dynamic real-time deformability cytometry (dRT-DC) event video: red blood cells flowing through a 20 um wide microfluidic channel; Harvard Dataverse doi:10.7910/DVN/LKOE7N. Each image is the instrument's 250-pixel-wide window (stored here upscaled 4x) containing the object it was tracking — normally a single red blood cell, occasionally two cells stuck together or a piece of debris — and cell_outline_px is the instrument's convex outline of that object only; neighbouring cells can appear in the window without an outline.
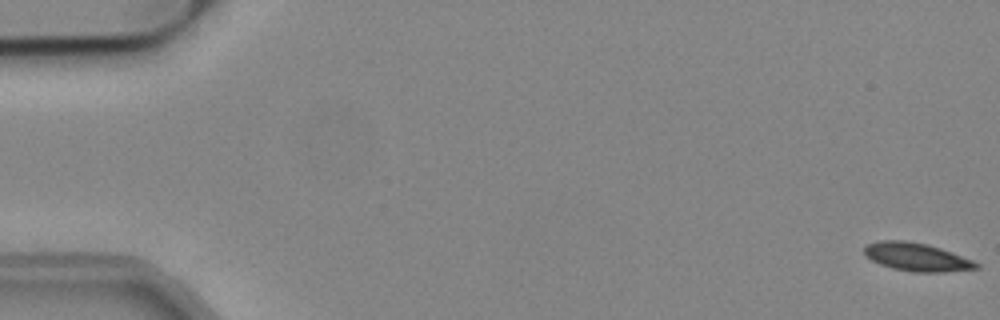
{"species": "common noctule bat (a hibernating species)", "species_latin": "Nyctalus noctula", "temperature_condition": "cold", "stored_images_in_passage": 54, "camera_frame_rate_fps": 3000, "um_per_image_px": 0.085, "animal": {"sex": "male", "body_mass_g": 19.2, "forearm_length_mm": 51.8}, "frame": {"image": 1, "passage_image": 1, "time_ms": 0.0, "image_size_px": [1000, 320], "cell_outline_px": [[980, 268], [940, 272], [916, 272], [892, 268], [880, 264], [872, 260], [864, 252], [864, 248], [868, 244], [880, 240], [904, 240], [928, 244], [940, 248], [972, 260], [980, 264]], "centroid_in_image_um": [77.92, 21.84], "position_along_channel_um": 7.1, "area_um2": 18.15}}
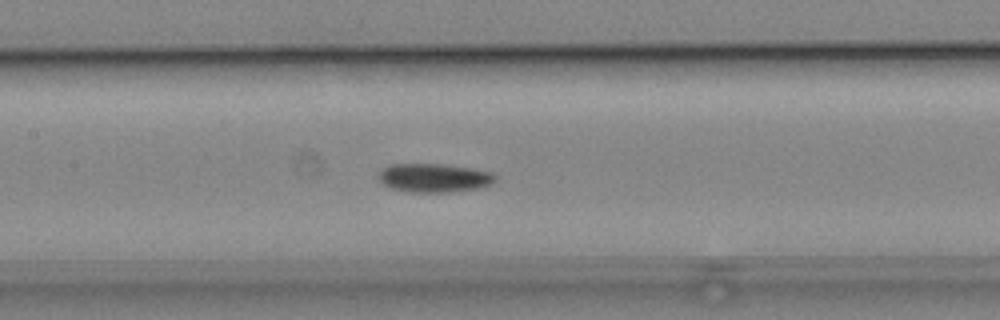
{"frame": {"image": 2, "passage_image": 26, "time_ms": 8.333, "image_size_px": [1000, 320], "cell_outline_px": [[496, 180], [488, 184], [476, 188], [448, 192], [412, 192], [392, 188], [384, 184], [380, 180], [380, 172], [388, 164], [440, 164], [468, 168], [488, 172], [496, 176]], "centroid_in_image_um": [36.85, 15.11], "position_along_channel_um": 170.5, "area_um2": 18.96}}
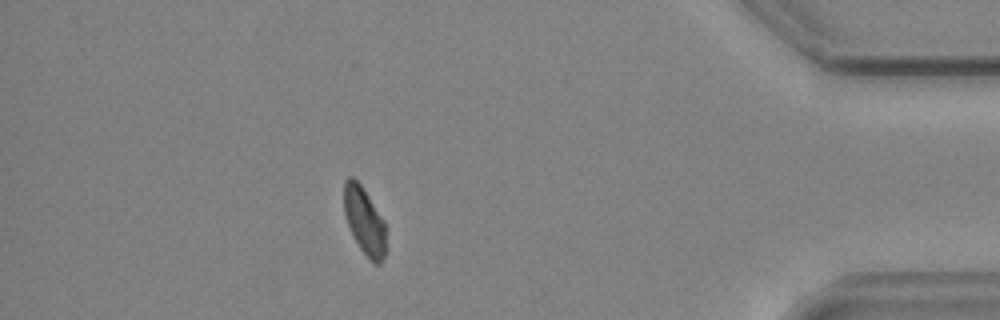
{"frame": {"image": 3, "passage_image": 48, "time_ms": 15.667, "image_size_px": [1000, 320], "cell_outline_px": [[384, 256], [380, 264], [372, 264], [360, 248], [348, 224], [344, 212], [344, 180], [348, 176], [352, 176], [360, 184], [384, 220]], "centroid_in_image_um": [30.95, 18.77], "position_along_channel_um": 404.2, "area_um2": 16.07}, "authors_computed_cell_mechanics": {"area_um2": 18.2359, "velocity_mm_per_s": 3.8222, "shape_relaxation_time_tau1_ms": 4.1796, "shape_relaxation_time_tau2_ms": null, "deformation_change_tau1": 0.097, "deformation_change_tau2": null}}